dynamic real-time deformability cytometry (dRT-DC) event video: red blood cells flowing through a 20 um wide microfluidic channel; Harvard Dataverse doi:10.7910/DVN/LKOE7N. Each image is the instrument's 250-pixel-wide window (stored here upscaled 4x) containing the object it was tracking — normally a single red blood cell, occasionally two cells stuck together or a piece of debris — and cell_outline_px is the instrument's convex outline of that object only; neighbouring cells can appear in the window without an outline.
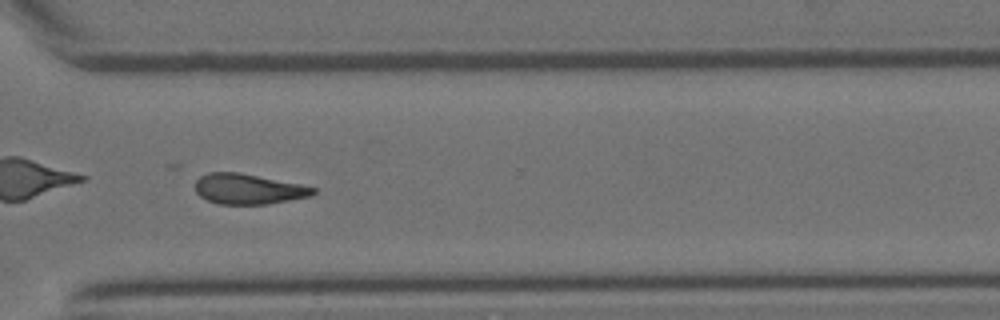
{"species": "Egyptian fruit bat (a non-hibernating species)", "species_latin": "Rousettus aegyptiacus", "temperature_condition": "room temperature", "stored_images_in_passage": 33, "camera_frame_rate_fps": 3000, "um_per_image_px": 0.085, "animal": {"sex": "female"}, "frame": {"image": 1, "passage_image": 24, "time_ms": 7.667, "image_size_px": [1000, 320], "cell_outline_px": [[316, 192], [312, 196], [268, 204], [216, 204], [200, 196], [196, 192], [196, 180], [200, 176], [208, 172], [236, 172], [300, 184], [316, 188]], "centroid_in_image_um": [21.1, 16.07], "position_along_channel_um": 349.5, "area_um2": 20.75}}